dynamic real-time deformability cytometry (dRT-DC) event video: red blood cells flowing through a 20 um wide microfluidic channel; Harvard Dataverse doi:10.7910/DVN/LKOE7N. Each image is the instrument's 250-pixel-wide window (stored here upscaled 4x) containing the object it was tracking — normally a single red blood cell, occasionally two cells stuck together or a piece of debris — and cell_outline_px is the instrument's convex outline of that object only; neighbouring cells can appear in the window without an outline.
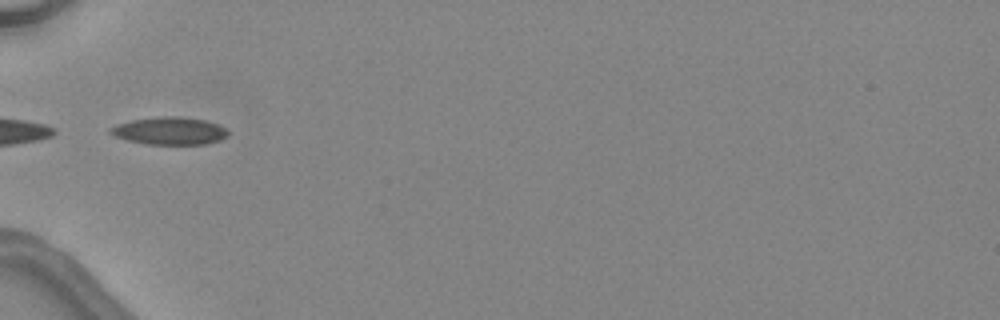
{"species": "common noctule bat (a hibernating species)", "species_latin": "Nyctalus noctula", "temperature_condition": "warm", "stored_images_in_passage": 5, "camera_frame_rate_fps": 3000, "um_per_image_px": 0.085, "animal": {"sex": "female", "body_mass_g": 24.6, "forearm_length_mm": 56.2}, "frame": {"image": 1, "passage_image": 5, "time_ms": 4.667, "image_size_px": [1000, 320], "cell_outline_px": [[228, 136], [220, 140], [208, 144], [144, 144], [128, 140], [116, 136], [108, 132], [108, 128], [116, 124], [132, 120], [164, 116], [176, 116], [204, 120], [216, 124], [224, 128], [228, 132]], "centroid_in_image_um": [14.4, 11.13], "position_along_channel_um": 70.6, "area_um2": 18.79}}